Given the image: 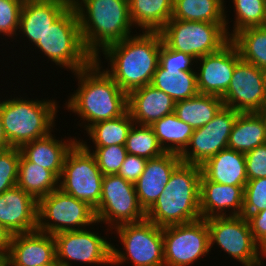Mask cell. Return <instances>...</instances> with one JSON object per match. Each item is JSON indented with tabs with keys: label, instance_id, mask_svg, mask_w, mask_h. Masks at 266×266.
<instances>
[{
	"label": "cell",
	"instance_id": "6da1fadb",
	"mask_svg": "<svg viewBox=\"0 0 266 266\" xmlns=\"http://www.w3.org/2000/svg\"><path fill=\"white\" fill-rule=\"evenodd\" d=\"M100 58L98 55L88 67L74 73L78 88L64 104L67 110L83 120L79 126L84 124V130L128 111V94L102 70Z\"/></svg>",
	"mask_w": 266,
	"mask_h": 266
},
{
	"label": "cell",
	"instance_id": "7a4b0ae2",
	"mask_svg": "<svg viewBox=\"0 0 266 266\" xmlns=\"http://www.w3.org/2000/svg\"><path fill=\"white\" fill-rule=\"evenodd\" d=\"M132 35L102 51L111 67L103 70L127 94L151 84L162 45L159 32L142 31Z\"/></svg>",
	"mask_w": 266,
	"mask_h": 266
},
{
	"label": "cell",
	"instance_id": "3957f363",
	"mask_svg": "<svg viewBox=\"0 0 266 266\" xmlns=\"http://www.w3.org/2000/svg\"><path fill=\"white\" fill-rule=\"evenodd\" d=\"M81 36L94 59L109 45L131 36L129 0H75Z\"/></svg>",
	"mask_w": 266,
	"mask_h": 266
},
{
	"label": "cell",
	"instance_id": "277c9868",
	"mask_svg": "<svg viewBox=\"0 0 266 266\" xmlns=\"http://www.w3.org/2000/svg\"><path fill=\"white\" fill-rule=\"evenodd\" d=\"M201 166L181 162L172 172L163 193L146 211V219L163 228L201 219Z\"/></svg>",
	"mask_w": 266,
	"mask_h": 266
},
{
	"label": "cell",
	"instance_id": "5b68a950",
	"mask_svg": "<svg viewBox=\"0 0 266 266\" xmlns=\"http://www.w3.org/2000/svg\"><path fill=\"white\" fill-rule=\"evenodd\" d=\"M58 104L54 99L28 100L23 97L0 101V116L11 147L20 148L54 132Z\"/></svg>",
	"mask_w": 266,
	"mask_h": 266
},
{
	"label": "cell",
	"instance_id": "8992f818",
	"mask_svg": "<svg viewBox=\"0 0 266 266\" xmlns=\"http://www.w3.org/2000/svg\"><path fill=\"white\" fill-rule=\"evenodd\" d=\"M35 47L58 67L72 73L85 69L95 60L85 48L73 5L56 19Z\"/></svg>",
	"mask_w": 266,
	"mask_h": 266
},
{
	"label": "cell",
	"instance_id": "52a82bcc",
	"mask_svg": "<svg viewBox=\"0 0 266 266\" xmlns=\"http://www.w3.org/2000/svg\"><path fill=\"white\" fill-rule=\"evenodd\" d=\"M113 229L120 239L119 242L123 244V250H118L119 248L112 244L111 266L124 263H132L133 266H164V240L161 227L144 219L136 223L122 224Z\"/></svg>",
	"mask_w": 266,
	"mask_h": 266
},
{
	"label": "cell",
	"instance_id": "ba28073f",
	"mask_svg": "<svg viewBox=\"0 0 266 266\" xmlns=\"http://www.w3.org/2000/svg\"><path fill=\"white\" fill-rule=\"evenodd\" d=\"M225 24L170 19L159 33L168 48L189 54L197 60L219 51L231 40Z\"/></svg>",
	"mask_w": 266,
	"mask_h": 266
},
{
	"label": "cell",
	"instance_id": "9c48e42d",
	"mask_svg": "<svg viewBox=\"0 0 266 266\" xmlns=\"http://www.w3.org/2000/svg\"><path fill=\"white\" fill-rule=\"evenodd\" d=\"M94 208L59 188L38 200L37 230L50 235L96 225Z\"/></svg>",
	"mask_w": 266,
	"mask_h": 266
},
{
	"label": "cell",
	"instance_id": "30bf717a",
	"mask_svg": "<svg viewBox=\"0 0 266 266\" xmlns=\"http://www.w3.org/2000/svg\"><path fill=\"white\" fill-rule=\"evenodd\" d=\"M206 221L209 229L210 252L216 243L221 251L226 252L243 266H263L262 259L266 258V253L254 241L245 216L212 217Z\"/></svg>",
	"mask_w": 266,
	"mask_h": 266
},
{
	"label": "cell",
	"instance_id": "8fae6325",
	"mask_svg": "<svg viewBox=\"0 0 266 266\" xmlns=\"http://www.w3.org/2000/svg\"><path fill=\"white\" fill-rule=\"evenodd\" d=\"M103 174L94 156L77 142L68 152L59 178V189L92 208L99 205Z\"/></svg>",
	"mask_w": 266,
	"mask_h": 266
},
{
	"label": "cell",
	"instance_id": "7c38bea8",
	"mask_svg": "<svg viewBox=\"0 0 266 266\" xmlns=\"http://www.w3.org/2000/svg\"><path fill=\"white\" fill-rule=\"evenodd\" d=\"M97 224L104 223L110 228L136 223L146 219V212L140 206L135 185L121 176L103 175L102 194L99 205L94 209Z\"/></svg>",
	"mask_w": 266,
	"mask_h": 266
},
{
	"label": "cell",
	"instance_id": "4fadbf2b",
	"mask_svg": "<svg viewBox=\"0 0 266 266\" xmlns=\"http://www.w3.org/2000/svg\"><path fill=\"white\" fill-rule=\"evenodd\" d=\"M164 266H192L210 254L206 219L162 228Z\"/></svg>",
	"mask_w": 266,
	"mask_h": 266
},
{
	"label": "cell",
	"instance_id": "5bb4252c",
	"mask_svg": "<svg viewBox=\"0 0 266 266\" xmlns=\"http://www.w3.org/2000/svg\"><path fill=\"white\" fill-rule=\"evenodd\" d=\"M56 243V262L72 266L71 261L90 265L112 264V243L90 228L64 231L53 235Z\"/></svg>",
	"mask_w": 266,
	"mask_h": 266
},
{
	"label": "cell",
	"instance_id": "9a60e30c",
	"mask_svg": "<svg viewBox=\"0 0 266 266\" xmlns=\"http://www.w3.org/2000/svg\"><path fill=\"white\" fill-rule=\"evenodd\" d=\"M221 99L224 106L239 113L262 112L266 109V71L240 59Z\"/></svg>",
	"mask_w": 266,
	"mask_h": 266
},
{
	"label": "cell",
	"instance_id": "2e32d148",
	"mask_svg": "<svg viewBox=\"0 0 266 266\" xmlns=\"http://www.w3.org/2000/svg\"><path fill=\"white\" fill-rule=\"evenodd\" d=\"M239 112L223 106L215 117L194 129L189 144L179 155L183 163L202 165L208 158L228 148V139Z\"/></svg>",
	"mask_w": 266,
	"mask_h": 266
},
{
	"label": "cell",
	"instance_id": "e0dca14e",
	"mask_svg": "<svg viewBox=\"0 0 266 266\" xmlns=\"http://www.w3.org/2000/svg\"><path fill=\"white\" fill-rule=\"evenodd\" d=\"M240 59V53L231 40L219 51L197 59L199 67L195 71L199 94L222 97L229 87L235 65Z\"/></svg>",
	"mask_w": 266,
	"mask_h": 266
},
{
	"label": "cell",
	"instance_id": "ac0fdd59",
	"mask_svg": "<svg viewBox=\"0 0 266 266\" xmlns=\"http://www.w3.org/2000/svg\"><path fill=\"white\" fill-rule=\"evenodd\" d=\"M6 259L8 266L58 265L55 238L38 230L15 234Z\"/></svg>",
	"mask_w": 266,
	"mask_h": 266
},
{
	"label": "cell",
	"instance_id": "d6986e66",
	"mask_svg": "<svg viewBox=\"0 0 266 266\" xmlns=\"http://www.w3.org/2000/svg\"><path fill=\"white\" fill-rule=\"evenodd\" d=\"M38 201L15 186L0 194V224L12 235L37 230Z\"/></svg>",
	"mask_w": 266,
	"mask_h": 266
},
{
	"label": "cell",
	"instance_id": "ffe728a7",
	"mask_svg": "<svg viewBox=\"0 0 266 266\" xmlns=\"http://www.w3.org/2000/svg\"><path fill=\"white\" fill-rule=\"evenodd\" d=\"M244 187L215 183L202 174L200 178L201 218L242 215Z\"/></svg>",
	"mask_w": 266,
	"mask_h": 266
},
{
	"label": "cell",
	"instance_id": "44dd1931",
	"mask_svg": "<svg viewBox=\"0 0 266 266\" xmlns=\"http://www.w3.org/2000/svg\"><path fill=\"white\" fill-rule=\"evenodd\" d=\"M181 162L178 154L170 152L147 160L143 173L134 184L139 204L145 212L163 193L172 172Z\"/></svg>",
	"mask_w": 266,
	"mask_h": 266
},
{
	"label": "cell",
	"instance_id": "7402d4cb",
	"mask_svg": "<svg viewBox=\"0 0 266 266\" xmlns=\"http://www.w3.org/2000/svg\"><path fill=\"white\" fill-rule=\"evenodd\" d=\"M71 5L68 0H24L18 32L35 45Z\"/></svg>",
	"mask_w": 266,
	"mask_h": 266
},
{
	"label": "cell",
	"instance_id": "603a6c76",
	"mask_svg": "<svg viewBox=\"0 0 266 266\" xmlns=\"http://www.w3.org/2000/svg\"><path fill=\"white\" fill-rule=\"evenodd\" d=\"M175 101L151 84L132 90L128 94V111L136 124L151 125L174 112Z\"/></svg>",
	"mask_w": 266,
	"mask_h": 266
},
{
	"label": "cell",
	"instance_id": "cb8c5ba5",
	"mask_svg": "<svg viewBox=\"0 0 266 266\" xmlns=\"http://www.w3.org/2000/svg\"><path fill=\"white\" fill-rule=\"evenodd\" d=\"M69 138V139H68ZM57 140L50 132L48 135L23 144L19 149L30 162L52 171L60 178L65 158L78 139L68 137Z\"/></svg>",
	"mask_w": 266,
	"mask_h": 266
},
{
	"label": "cell",
	"instance_id": "d4e9b609",
	"mask_svg": "<svg viewBox=\"0 0 266 266\" xmlns=\"http://www.w3.org/2000/svg\"><path fill=\"white\" fill-rule=\"evenodd\" d=\"M201 171L209 181L215 183L245 186L248 181L245 153L229 148L208 158L201 165Z\"/></svg>",
	"mask_w": 266,
	"mask_h": 266
},
{
	"label": "cell",
	"instance_id": "484cf974",
	"mask_svg": "<svg viewBox=\"0 0 266 266\" xmlns=\"http://www.w3.org/2000/svg\"><path fill=\"white\" fill-rule=\"evenodd\" d=\"M266 144V122L261 112L239 113L228 139V148L246 153Z\"/></svg>",
	"mask_w": 266,
	"mask_h": 266
},
{
	"label": "cell",
	"instance_id": "4316f807",
	"mask_svg": "<svg viewBox=\"0 0 266 266\" xmlns=\"http://www.w3.org/2000/svg\"><path fill=\"white\" fill-rule=\"evenodd\" d=\"M174 0H129L134 27L144 32H159L172 18Z\"/></svg>",
	"mask_w": 266,
	"mask_h": 266
},
{
	"label": "cell",
	"instance_id": "83f0119b",
	"mask_svg": "<svg viewBox=\"0 0 266 266\" xmlns=\"http://www.w3.org/2000/svg\"><path fill=\"white\" fill-rule=\"evenodd\" d=\"M225 0H174L171 19L194 22H225L230 32ZM227 18V19H226ZM229 29V31H228Z\"/></svg>",
	"mask_w": 266,
	"mask_h": 266
},
{
	"label": "cell",
	"instance_id": "f1b7e54d",
	"mask_svg": "<svg viewBox=\"0 0 266 266\" xmlns=\"http://www.w3.org/2000/svg\"><path fill=\"white\" fill-rule=\"evenodd\" d=\"M224 106L221 97L198 94L195 97L175 102L174 113L193 129L209 123Z\"/></svg>",
	"mask_w": 266,
	"mask_h": 266
},
{
	"label": "cell",
	"instance_id": "f546056e",
	"mask_svg": "<svg viewBox=\"0 0 266 266\" xmlns=\"http://www.w3.org/2000/svg\"><path fill=\"white\" fill-rule=\"evenodd\" d=\"M150 126L164 152L178 155L185 150L194 132V129L180 120L174 112L156 120Z\"/></svg>",
	"mask_w": 266,
	"mask_h": 266
},
{
	"label": "cell",
	"instance_id": "4dcf8cb0",
	"mask_svg": "<svg viewBox=\"0 0 266 266\" xmlns=\"http://www.w3.org/2000/svg\"><path fill=\"white\" fill-rule=\"evenodd\" d=\"M17 186L38 201L59 188V178L52 171L28 161L21 154Z\"/></svg>",
	"mask_w": 266,
	"mask_h": 266
},
{
	"label": "cell",
	"instance_id": "1f68e13d",
	"mask_svg": "<svg viewBox=\"0 0 266 266\" xmlns=\"http://www.w3.org/2000/svg\"><path fill=\"white\" fill-rule=\"evenodd\" d=\"M151 85L168 94L175 102L199 94L196 71H182L178 76L166 72L160 65L155 71Z\"/></svg>",
	"mask_w": 266,
	"mask_h": 266
},
{
	"label": "cell",
	"instance_id": "d6a6232c",
	"mask_svg": "<svg viewBox=\"0 0 266 266\" xmlns=\"http://www.w3.org/2000/svg\"><path fill=\"white\" fill-rule=\"evenodd\" d=\"M231 41L243 61L266 71V26L245 28L236 33Z\"/></svg>",
	"mask_w": 266,
	"mask_h": 266
},
{
	"label": "cell",
	"instance_id": "836d02e7",
	"mask_svg": "<svg viewBox=\"0 0 266 266\" xmlns=\"http://www.w3.org/2000/svg\"><path fill=\"white\" fill-rule=\"evenodd\" d=\"M134 121L129 111L122 116L91 125L86 131L94 147L125 145Z\"/></svg>",
	"mask_w": 266,
	"mask_h": 266
},
{
	"label": "cell",
	"instance_id": "e575fe53",
	"mask_svg": "<svg viewBox=\"0 0 266 266\" xmlns=\"http://www.w3.org/2000/svg\"><path fill=\"white\" fill-rule=\"evenodd\" d=\"M129 154L151 159L162 155L164 150L158 143L157 137L150 125L134 123L125 143Z\"/></svg>",
	"mask_w": 266,
	"mask_h": 266
},
{
	"label": "cell",
	"instance_id": "d590c367",
	"mask_svg": "<svg viewBox=\"0 0 266 266\" xmlns=\"http://www.w3.org/2000/svg\"><path fill=\"white\" fill-rule=\"evenodd\" d=\"M232 3L235 21L232 31L227 32L230 39L245 28L265 25L266 0H233Z\"/></svg>",
	"mask_w": 266,
	"mask_h": 266
},
{
	"label": "cell",
	"instance_id": "8d00e7d4",
	"mask_svg": "<svg viewBox=\"0 0 266 266\" xmlns=\"http://www.w3.org/2000/svg\"><path fill=\"white\" fill-rule=\"evenodd\" d=\"M78 142L86 150L91 152L103 175L117 174L128 154L125 145L93 147V149H91L90 146H88V144L86 143V141L84 142L83 140H78Z\"/></svg>",
	"mask_w": 266,
	"mask_h": 266
},
{
	"label": "cell",
	"instance_id": "74e56055",
	"mask_svg": "<svg viewBox=\"0 0 266 266\" xmlns=\"http://www.w3.org/2000/svg\"><path fill=\"white\" fill-rule=\"evenodd\" d=\"M20 156L17 147L0 151V194L17 186Z\"/></svg>",
	"mask_w": 266,
	"mask_h": 266
},
{
	"label": "cell",
	"instance_id": "f35d334b",
	"mask_svg": "<svg viewBox=\"0 0 266 266\" xmlns=\"http://www.w3.org/2000/svg\"><path fill=\"white\" fill-rule=\"evenodd\" d=\"M266 209V178L248 180L244 187L242 216L246 218Z\"/></svg>",
	"mask_w": 266,
	"mask_h": 266
},
{
	"label": "cell",
	"instance_id": "ab89813d",
	"mask_svg": "<svg viewBox=\"0 0 266 266\" xmlns=\"http://www.w3.org/2000/svg\"><path fill=\"white\" fill-rule=\"evenodd\" d=\"M195 62L196 59L191 55L172 50L162 42L159 54V65L166 70V72H171L172 75L178 76L182 71H195V66H192Z\"/></svg>",
	"mask_w": 266,
	"mask_h": 266
},
{
	"label": "cell",
	"instance_id": "60d3db41",
	"mask_svg": "<svg viewBox=\"0 0 266 266\" xmlns=\"http://www.w3.org/2000/svg\"><path fill=\"white\" fill-rule=\"evenodd\" d=\"M24 0H0V35L18 36L20 14Z\"/></svg>",
	"mask_w": 266,
	"mask_h": 266
},
{
	"label": "cell",
	"instance_id": "b9f144b4",
	"mask_svg": "<svg viewBox=\"0 0 266 266\" xmlns=\"http://www.w3.org/2000/svg\"><path fill=\"white\" fill-rule=\"evenodd\" d=\"M248 180L266 178V144L245 153Z\"/></svg>",
	"mask_w": 266,
	"mask_h": 266
},
{
	"label": "cell",
	"instance_id": "7bdbcfd3",
	"mask_svg": "<svg viewBox=\"0 0 266 266\" xmlns=\"http://www.w3.org/2000/svg\"><path fill=\"white\" fill-rule=\"evenodd\" d=\"M146 163V158L128 153L117 175L121 176L126 181L135 184L143 173Z\"/></svg>",
	"mask_w": 266,
	"mask_h": 266
},
{
	"label": "cell",
	"instance_id": "ee69618b",
	"mask_svg": "<svg viewBox=\"0 0 266 266\" xmlns=\"http://www.w3.org/2000/svg\"><path fill=\"white\" fill-rule=\"evenodd\" d=\"M254 241L266 253V209L247 218Z\"/></svg>",
	"mask_w": 266,
	"mask_h": 266
},
{
	"label": "cell",
	"instance_id": "f6af8a7d",
	"mask_svg": "<svg viewBox=\"0 0 266 266\" xmlns=\"http://www.w3.org/2000/svg\"><path fill=\"white\" fill-rule=\"evenodd\" d=\"M12 234L0 224V255L7 256L12 240Z\"/></svg>",
	"mask_w": 266,
	"mask_h": 266
},
{
	"label": "cell",
	"instance_id": "bcb514c9",
	"mask_svg": "<svg viewBox=\"0 0 266 266\" xmlns=\"http://www.w3.org/2000/svg\"><path fill=\"white\" fill-rule=\"evenodd\" d=\"M11 148L9 141L5 135L1 116H0V151Z\"/></svg>",
	"mask_w": 266,
	"mask_h": 266
},
{
	"label": "cell",
	"instance_id": "7dc6e473",
	"mask_svg": "<svg viewBox=\"0 0 266 266\" xmlns=\"http://www.w3.org/2000/svg\"><path fill=\"white\" fill-rule=\"evenodd\" d=\"M7 265V259L5 256L0 255V266H6Z\"/></svg>",
	"mask_w": 266,
	"mask_h": 266
},
{
	"label": "cell",
	"instance_id": "c3c4849f",
	"mask_svg": "<svg viewBox=\"0 0 266 266\" xmlns=\"http://www.w3.org/2000/svg\"><path fill=\"white\" fill-rule=\"evenodd\" d=\"M264 116L265 122H266V109L261 112Z\"/></svg>",
	"mask_w": 266,
	"mask_h": 266
}]
</instances>
